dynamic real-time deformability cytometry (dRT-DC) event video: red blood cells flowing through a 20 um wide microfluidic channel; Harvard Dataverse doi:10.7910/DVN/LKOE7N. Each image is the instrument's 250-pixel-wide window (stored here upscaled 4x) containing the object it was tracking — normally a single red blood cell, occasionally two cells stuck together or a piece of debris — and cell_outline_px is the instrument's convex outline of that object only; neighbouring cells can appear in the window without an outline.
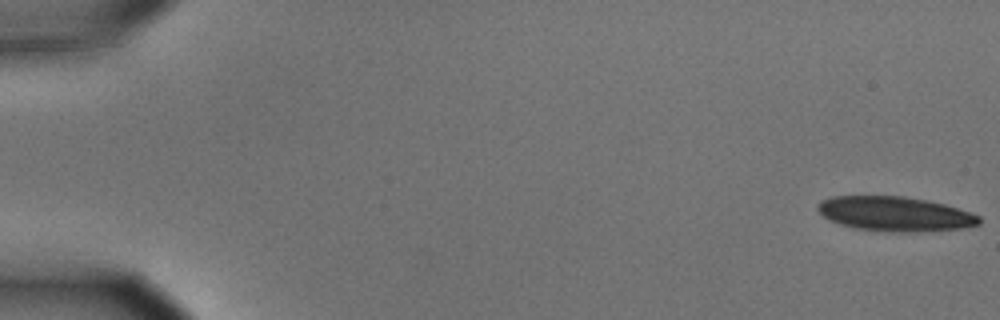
{"species": "common noctule bat (a hibernating species)", "species_latin": "Nyctalus noctula", "temperature_condition": "cold", "stored_images_in_passage": 6, "camera_frame_rate_fps": 3000, "um_per_image_px": 0.085, "animal": {"sex": "male", "body_mass_g": 15.6}, "frame": {"image": 1, "passage_image": 1, "time_ms": 0.0, "image_size_px": [1000, 320], "cell_outline_px": [[980, 224], [960, 228], [912, 232], [900, 232], [856, 228], [840, 224], [824, 216], [816, 208], [820, 200], [832, 196], [904, 196], [944, 204], [980, 216]], "centroid_in_image_um": [76.04, 18.17], "position_along_channel_um": 9.0, "area_um2": 32.02}}